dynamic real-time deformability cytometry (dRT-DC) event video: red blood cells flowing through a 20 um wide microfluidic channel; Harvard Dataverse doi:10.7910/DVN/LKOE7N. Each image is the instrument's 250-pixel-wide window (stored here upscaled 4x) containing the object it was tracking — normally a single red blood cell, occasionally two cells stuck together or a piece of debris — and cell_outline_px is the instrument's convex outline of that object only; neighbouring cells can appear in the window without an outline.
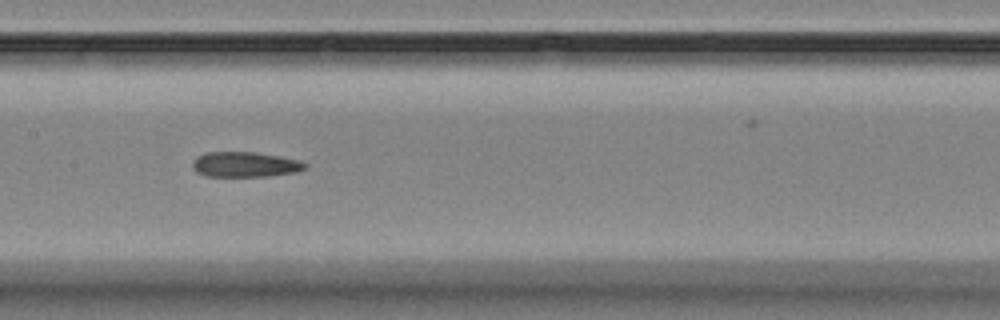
{"species": "Egyptian fruit bat (a non-hibernating species)", "species_latin": "Rousettus aegyptiacus", "temperature_condition": "room temperature", "stored_images_in_passage": 15, "camera_frame_rate_fps": 3000, "um_per_image_px": 0.085, "animal": {"sex": "female"}, "frame": {"image": 1, "passage_image": 8, "time_ms": 8.0, "image_size_px": [1000, 320], "cell_outline_px": [[308, 168], [296, 172], [268, 176], [204, 176], [196, 172], [192, 168], [192, 160], [196, 156], [208, 152], [256, 152], [280, 156], [300, 160], [308, 164]], "centroid_in_image_um": [20.83, 13.98], "position_along_channel_um": 186.6, "area_um2": 16.76}}
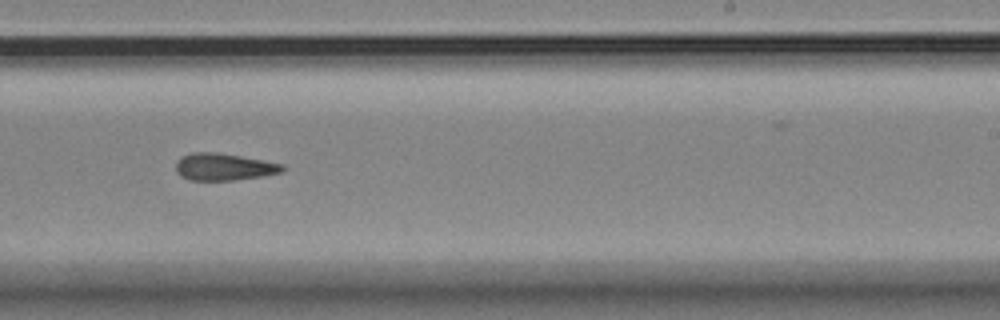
{"frame": {"image": 2, "passage_image": 10, "time_ms": 10.333, "image_size_px": [1000, 320], "cell_outline_px": [[284, 168], [280, 172], [260, 176], [232, 180], [188, 180], [180, 176], [176, 172], [176, 160], [180, 156], [192, 152], [216, 152], [240, 156], [284, 164]], "centroid_in_image_um": [18.95, 14.17], "position_along_channel_um": 270.1, "area_um2": 16.76}}
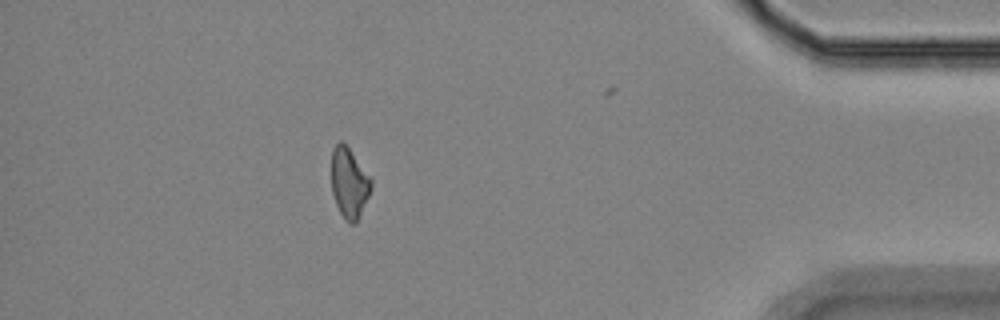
{"frame": {"image": 3, "passage_image": 14, "time_ms": 15.333, "image_size_px": [1000, 320], "cell_outline_px": [[372, 188], [356, 224], [348, 224], [344, 220], [336, 204], [332, 192], [332, 148], [340, 140], [348, 148], [372, 180]], "centroid_in_image_um": [29.67, 15.6], "position_along_channel_um": 405.5, "area_um2": 16.07}}